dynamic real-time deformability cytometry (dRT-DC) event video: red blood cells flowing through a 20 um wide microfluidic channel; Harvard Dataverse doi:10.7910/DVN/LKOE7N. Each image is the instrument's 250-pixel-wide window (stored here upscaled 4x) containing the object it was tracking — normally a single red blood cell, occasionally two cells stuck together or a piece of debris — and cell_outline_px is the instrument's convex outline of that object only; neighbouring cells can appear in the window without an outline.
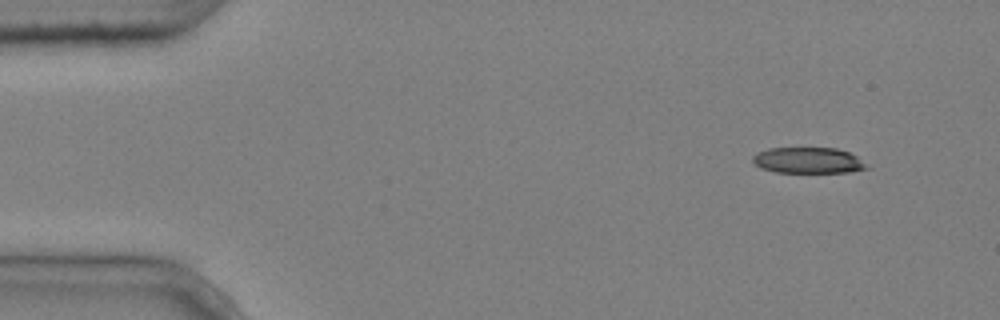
{"species": "common noctule bat (a hibernating species)", "species_latin": "Nyctalus noctula", "temperature_condition": "cold", "stored_images_in_passage": 4, "segment_of_instrument_passage": [2, 2], "camera_frame_rate_fps": 3000, "um_per_image_px": 0.085, "animal": {"sex": "male", "body_mass_g": 20.4}, "frame": {"image": 1, "passage_image": 4, "time_ms": 1.0, "image_size_px": [1000, 320], "cell_outline_px": [[872, 168], [848, 172], [776, 172], [760, 168], [752, 160], [752, 156], [756, 152], [768, 148], [836, 148], [848, 152], [856, 156]], "centroid_in_image_um": [68.69, 13.63], "position_along_channel_um": 16.3, "area_um2": 17.28}}